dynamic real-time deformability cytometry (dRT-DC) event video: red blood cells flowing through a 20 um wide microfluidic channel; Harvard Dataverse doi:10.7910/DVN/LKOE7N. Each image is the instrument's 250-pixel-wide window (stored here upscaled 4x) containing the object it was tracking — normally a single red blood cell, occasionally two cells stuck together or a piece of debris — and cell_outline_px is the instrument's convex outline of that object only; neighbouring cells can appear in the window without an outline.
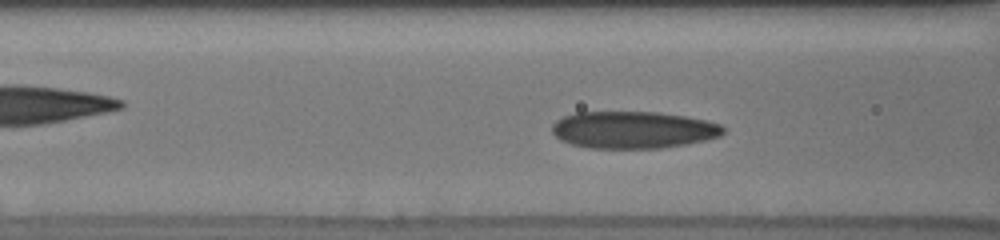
{"species": "human", "species_latin": "Homo sapiens", "temperature_condition": "cold", "stored_images_in_passage": 32, "camera_frame_rate_fps": 3000, "um_per_image_px": 0.085, "donor": {"sex": "male"}, "frame": {"image": 1, "passage_image": 15, "time_ms": 3.667, "image_size_px": [1000, 240], "cell_outline_px": [[724, 132], [720, 136], [704, 140], [684, 144], [660, 148], [592, 148], [572, 144], [560, 140], [552, 132], [552, 124], [556, 120], [564, 116], [576, 112], [660, 112], [684, 116], [704, 120], [720, 124], [724, 128]], "centroid_in_image_um": [53.79, 11.03], "position_along_channel_um": 112.8, "area_um2": 36.88}}
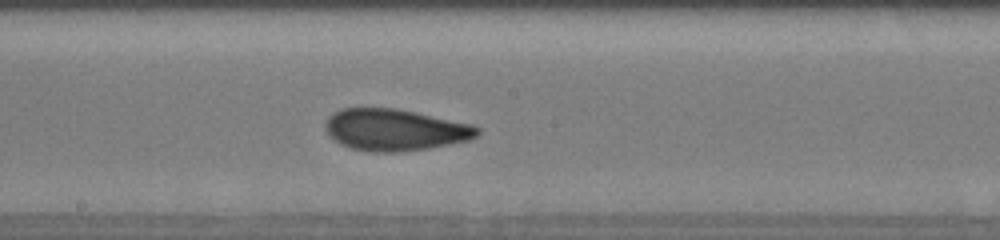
{"frame": {"image": 2, "passage_image": 23, "time_ms": 6.333, "image_size_px": [1000, 240], "cell_outline_px": [[480, 132], [476, 136], [468, 140], [428, 148], [400, 152], [368, 152], [352, 148], [340, 144], [324, 128], [324, 124], [328, 116], [340, 108], [396, 108], [472, 124], [480, 128]], "centroid_in_image_um": [33.55, 11.03], "position_along_channel_um": 214.6, "area_um2": 36.82}}
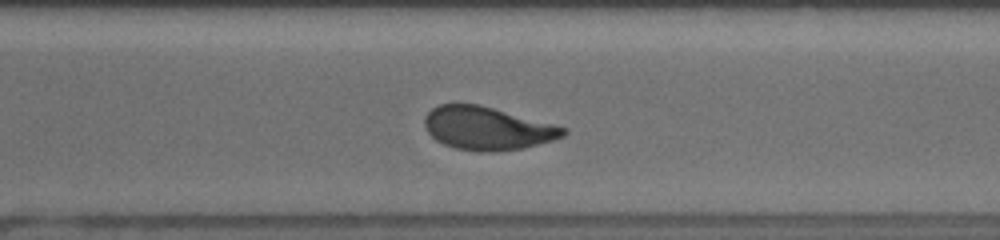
{"frame": {"image": 3, "passage_image": 30, "time_ms": 9.333, "image_size_px": [1000, 240], "cell_outline_px": [[568, 132], [564, 136], [552, 140], [524, 148], [492, 152], [488, 152], [456, 148], [444, 144], [436, 140], [428, 132], [424, 124], [424, 116], [432, 108], [440, 104], [476, 104], [492, 108], [568, 128]], "centroid_in_image_um": [41.41, 10.91], "position_along_channel_um": 329.2, "area_um2": 34.45}}